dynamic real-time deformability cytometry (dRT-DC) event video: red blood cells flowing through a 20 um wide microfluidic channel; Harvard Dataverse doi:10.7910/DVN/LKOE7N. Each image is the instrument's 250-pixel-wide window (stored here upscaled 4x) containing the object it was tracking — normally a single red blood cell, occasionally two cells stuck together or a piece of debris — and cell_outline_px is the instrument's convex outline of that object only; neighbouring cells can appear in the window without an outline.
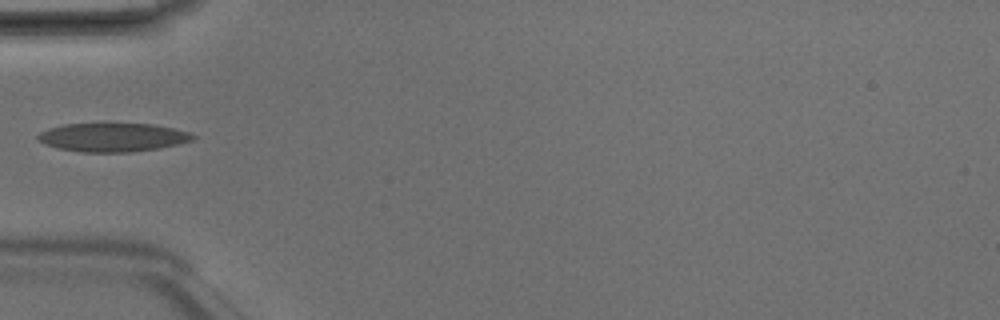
{"species": "Egyptian fruit bat (a non-hibernating species)", "species_latin": "Rousettus aegyptiacus", "temperature_condition": "room temperature", "stored_images_in_passage": 5, "camera_frame_rate_fps": 3000, "um_per_image_px": 0.085, "animal": {"sex": "male"}, "frame": {"image": 1, "passage_image": 5, "time_ms": 1.333, "image_size_px": [1000, 320], "cell_outline_px": [[196, 136], [192, 140], [160, 148], [132, 152], [80, 152], [56, 148], [44, 144], [36, 140], [36, 136], [40, 132], [48, 128], [64, 124], [108, 120], [152, 124], [172, 128], [188, 132]], "centroid_in_image_um": [9.5, 11.62], "position_along_channel_um": 75.5, "area_um2": 27.11}}